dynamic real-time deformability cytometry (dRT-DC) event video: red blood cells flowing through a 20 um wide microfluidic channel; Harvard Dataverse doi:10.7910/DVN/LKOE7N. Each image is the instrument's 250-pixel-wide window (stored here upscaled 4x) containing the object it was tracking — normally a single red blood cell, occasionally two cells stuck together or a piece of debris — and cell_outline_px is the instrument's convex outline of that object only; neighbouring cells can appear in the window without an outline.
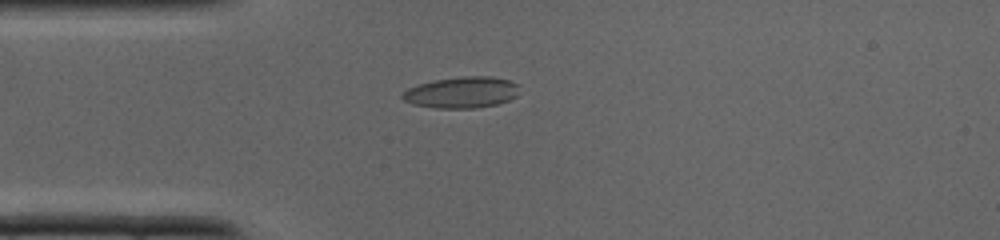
{"species": "common noctule bat (a hibernating species)", "species_latin": "Nyctalus noctula", "temperature_condition": "cold", "stored_images_in_passage": 24, "camera_frame_rate_fps": 3000, "um_per_image_px": 0.085, "animal": {"sex": "male", "body_mass_g": 19.0, "forearm_length_mm": 50.8}, "frame": {"image": 1, "passage_image": 1, "time_ms": 0.0, "image_size_px": [1000, 240], "cell_outline_px": [[520, 84], [516, 96], [508, 100], [496, 104], [472, 108], [436, 108], [412, 104], [404, 100], [400, 96], [408, 88], [420, 84], [436, 80], [464, 76], [492, 76], [508, 80]], "centroid_in_image_um": [39.26, 7.85], "position_along_channel_um": 45.7, "area_um2": 21.15}}
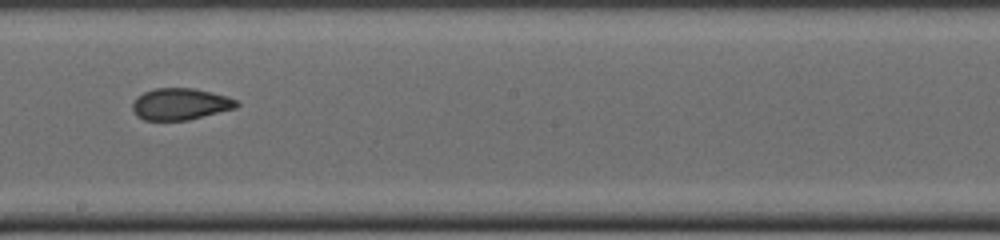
{"frame": {"image": 2, "passage_image": 12, "time_ms": 3.667, "image_size_px": [1000, 240], "cell_outline_px": [[240, 104], [236, 108], [188, 120], [144, 120], [136, 116], [132, 108], [132, 104], [136, 96], [144, 92], [156, 88], [192, 88], [224, 96], [236, 100]], "centroid_in_image_um": [15.28, 8.85], "position_along_channel_um": 232.9, "area_um2": 19.07}}
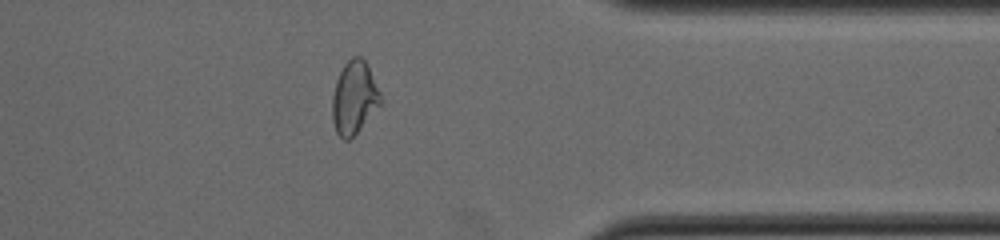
{"frame": {"image": 3, "passage_image": 21, "time_ms": 6.667, "image_size_px": [1000, 240], "cell_outline_px": [[384, 100], [356, 132], [348, 140], [344, 140], [336, 132], [332, 120], [332, 96], [336, 80], [344, 64], [352, 56], [360, 56], [364, 60]], "centroid_in_image_um": [30.09, 8.29], "position_along_channel_um": 381.3, "area_um2": 20.23}}